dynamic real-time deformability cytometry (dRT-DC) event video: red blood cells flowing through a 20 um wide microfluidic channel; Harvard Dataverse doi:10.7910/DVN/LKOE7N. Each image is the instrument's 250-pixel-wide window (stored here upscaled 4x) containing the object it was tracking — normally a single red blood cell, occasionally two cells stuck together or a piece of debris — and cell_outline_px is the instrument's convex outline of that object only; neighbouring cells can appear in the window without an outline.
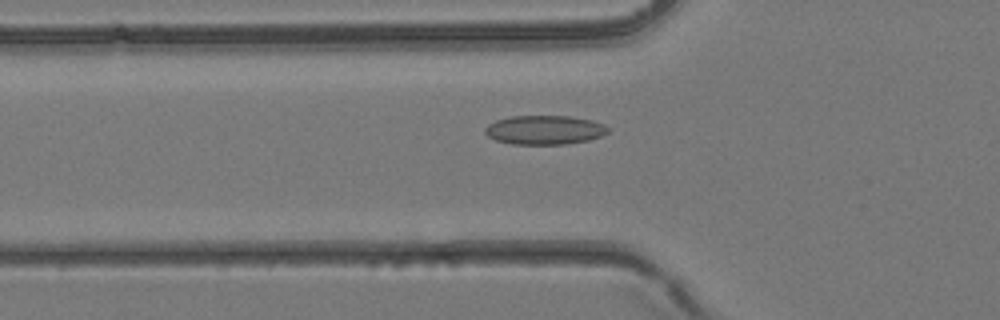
{"species": "common noctule bat (a hibernating species)", "species_latin": "Nyctalus noctula", "temperature_condition": "room temperature", "stored_images_in_passage": 2, "camera_frame_rate_fps": 3000, "um_per_image_px": 0.085, "animal": {"sex": "female", "body_mass_g": 24.6, "forearm_length_mm": 56.2}, "frame": {"image": 1, "passage_image": 2, "time_ms": 0.333, "image_size_px": [1000, 320], "cell_outline_px": [[608, 132], [600, 136], [588, 140], [568, 144], [512, 144], [496, 140], [488, 136], [484, 132], [484, 128], [488, 124], [496, 120], [512, 116], [572, 116], [592, 120], [604, 124], [608, 128]], "centroid_in_image_um": [46.28, 11.04], "position_along_channel_um": 79.5, "area_um2": 20.87}}